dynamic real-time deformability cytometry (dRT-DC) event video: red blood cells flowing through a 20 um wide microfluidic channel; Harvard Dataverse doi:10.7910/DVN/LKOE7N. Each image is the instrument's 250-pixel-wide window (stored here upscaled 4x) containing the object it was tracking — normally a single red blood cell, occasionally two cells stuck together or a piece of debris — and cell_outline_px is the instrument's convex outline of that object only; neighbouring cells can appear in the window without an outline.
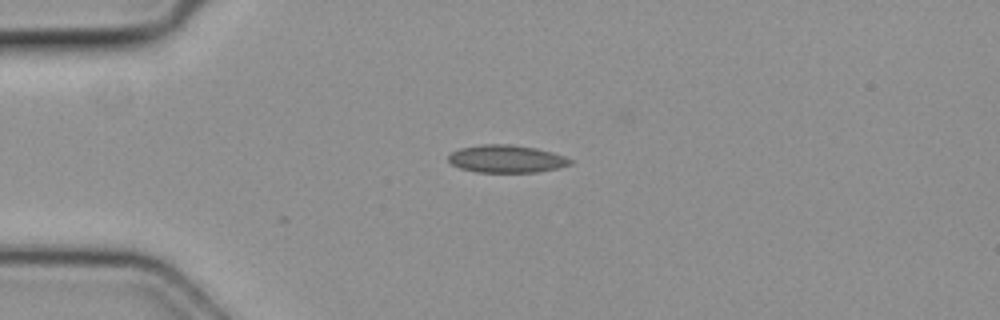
{"species": "common noctule bat (a hibernating species)", "species_latin": "Nyctalus noctula", "temperature_condition": "cold", "stored_images_in_passage": 5, "camera_frame_rate_fps": 3000, "um_per_image_px": 0.085, "animal": {"sex": "female", "body_mass_g": 19.3, "forearm_length_mm": 54.1}, "frame": {"image": 1, "passage_image": 2, "time_ms": 0.333, "image_size_px": [1000, 320], "cell_outline_px": [[572, 164], [556, 168], [536, 172], [476, 172], [460, 168], [452, 164], [448, 160], [448, 156], [452, 152], [460, 148], [484, 144], [512, 144], [536, 148], [552, 152], [564, 156], [572, 160]], "centroid_in_image_um": [43.04, 13.5], "position_along_channel_um": 42.0, "area_um2": 19.54}}
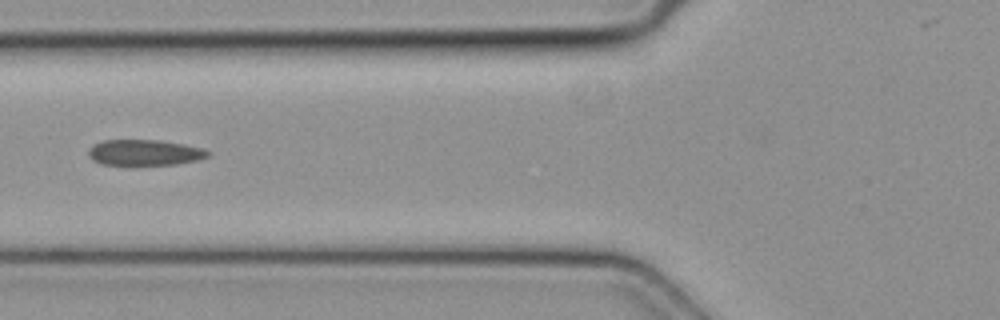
{"frame": {"image": 2, "passage_image": 4, "time_ms": 1.0, "image_size_px": [1000, 320], "cell_outline_px": [[212, 156], [200, 160], [176, 164], [100, 164], [92, 160], [88, 156], [88, 152], [96, 144], [104, 140], [160, 140], [184, 144], [204, 148], [212, 152]], "centroid_in_image_um": [12.39, 12.96], "position_along_channel_um": 113.4, "area_um2": 17.98}}
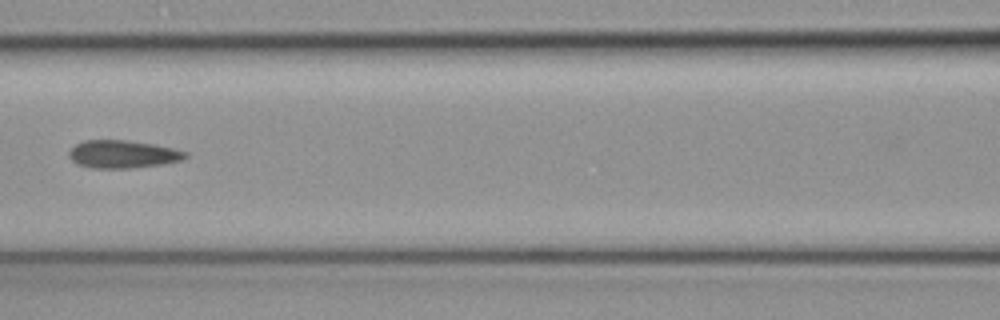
{"frame": {"image": 3, "passage_image": 5, "time_ms": 1.333, "image_size_px": [1000, 320], "cell_outline_px": [[188, 156], [184, 160], [164, 164], [132, 168], [92, 168], [76, 164], [68, 156], [68, 152], [76, 144], [84, 140], [124, 140], [152, 144], [172, 148], [188, 152]], "centroid_in_image_um": [10.44, 13.11], "position_along_channel_um": 156.2, "area_um2": 18.96}}